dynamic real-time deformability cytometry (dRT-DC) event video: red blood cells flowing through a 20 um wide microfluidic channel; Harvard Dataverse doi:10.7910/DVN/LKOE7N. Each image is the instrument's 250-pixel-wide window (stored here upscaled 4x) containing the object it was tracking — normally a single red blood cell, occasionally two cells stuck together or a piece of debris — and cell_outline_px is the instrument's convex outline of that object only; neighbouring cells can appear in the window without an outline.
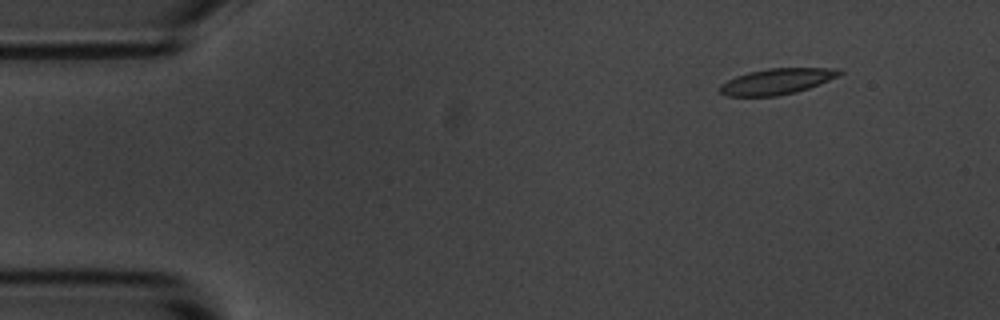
{"species": "common noctule bat (a hibernating species)", "species_latin": "Nyctalus noctula", "temperature_condition": "room temperature", "stored_images_in_passage": 4, "camera_frame_rate_fps": 3000, "um_per_image_px": 0.085, "animal": {"sex": "male", "body_mass_g": 20.1, "forearm_length_mm": 53.5}, "frame": {"image": 1, "passage_image": 2, "time_ms": 1.0, "image_size_px": [1000, 320], "cell_outline_px": [[844, 72], [840, 76], [808, 88], [796, 92], [776, 96], [728, 96], [720, 92], [720, 84], [736, 76], [748, 72], [768, 68], [840, 68]], "centroid_in_image_um": [66.07, 6.91], "position_along_channel_um": 18.9, "area_um2": 18.03}}
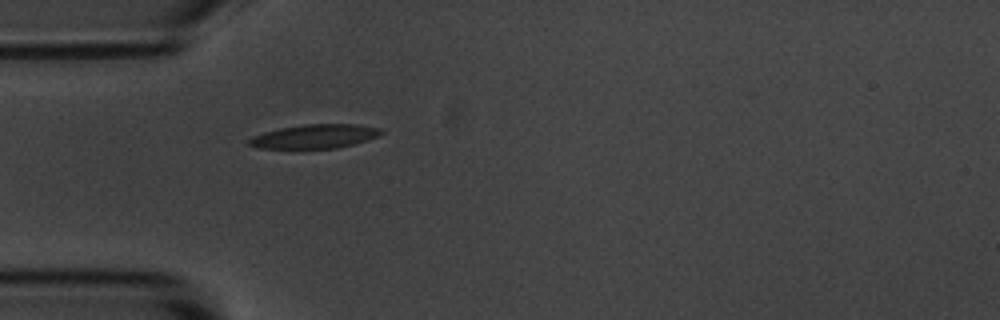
{"frame": {"image": 2, "passage_image": 4, "time_ms": 4.333, "image_size_px": [1000, 320], "cell_outline_px": [[384, 132], [376, 136], [352, 144], [336, 148], [260, 148], [248, 144], [248, 140], [252, 136], [264, 132], [280, 128], [304, 124], [356, 124], [380, 128]], "centroid_in_image_um": [26.72, 11.58], "position_along_channel_um": 58.3, "area_um2": 18.15}}